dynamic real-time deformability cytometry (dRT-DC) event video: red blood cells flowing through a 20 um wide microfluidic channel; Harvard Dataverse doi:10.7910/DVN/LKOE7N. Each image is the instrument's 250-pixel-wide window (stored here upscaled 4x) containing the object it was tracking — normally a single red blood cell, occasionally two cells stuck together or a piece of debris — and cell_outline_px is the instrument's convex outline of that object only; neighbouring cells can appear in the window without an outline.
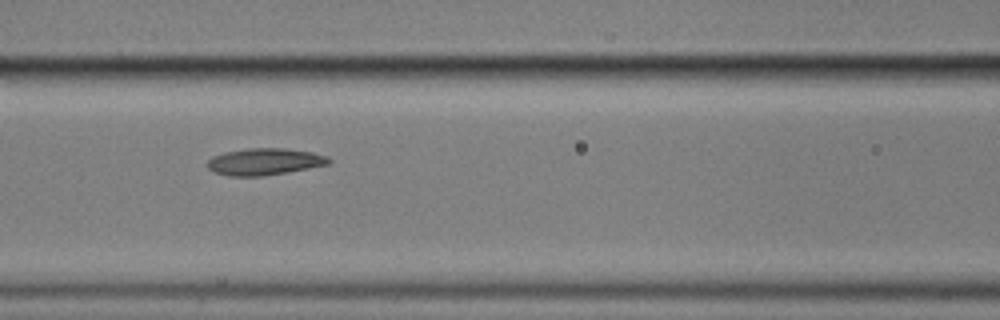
{"species": "common noctule bat (a hibernating species)", "species_latin": "Nyctalus noctula", "temperature_condition": "cold", "stored_images_in_passage": 7, "camera_frame_rate_fps": 3000, "um_per_image_px": 0.085, "animal": {"sex": "male", "body_mass_g": 17.9}, "frame": {"image": 1, "passage_image": 3, "time_ms": 3.333, "image_size_px": [1000, 320], "cell_outline_px": [[332, 160], [328, 164], [288, 172], [260, 176], [228, 176], [212, 172], [208, 168], [208, 160], [212, 156], [224, 152], [248, 148], [284, 148], [312, 152], [328, 156]], "centroid_in_image_um": [22.46, 13.74], "position_along_channel_um": 144.1, "area_um2": 19.02}}
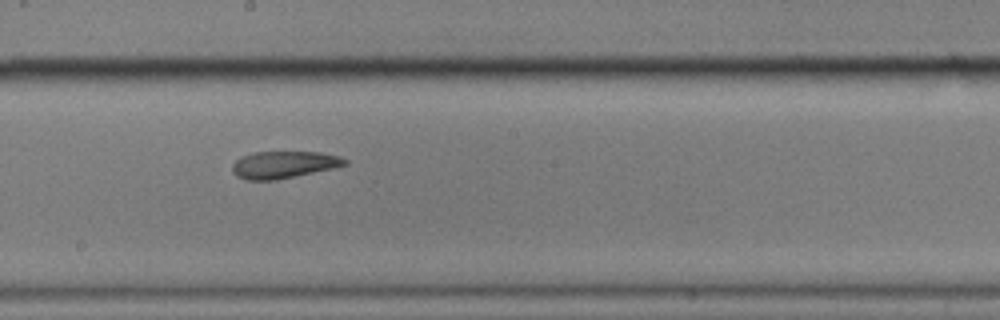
{"frame": {"image": 2, "passage_image": 5, "time_ms": 5.667, "image_size_px": [1000, 320], "cell_outline_px": [[348, 164], [332, 168], [276, 180], [244, 180], [236, 176], [232, 172], [232, 164], [240, 156], [252, 152], [320, 152], [340, 156], [348, 160]], "centroid_in_image_um": [24.08, 13.99], "position_along_channel_um": 224.1, "area_um2": 17.86}}
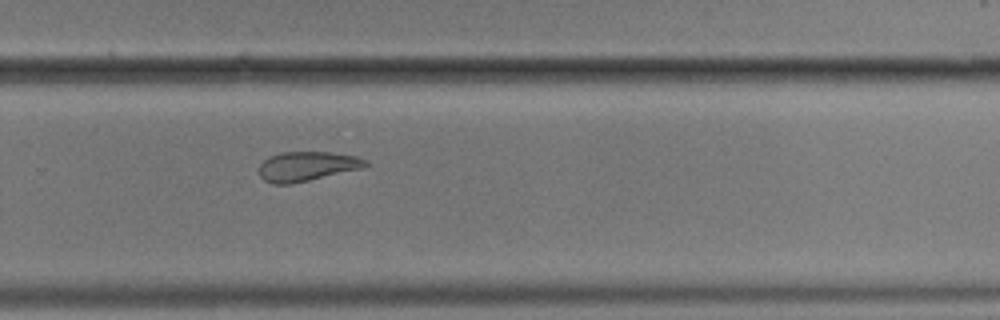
{"frame": {"image": 3, "passage_image": 7, "time_ms": 8.0, "image_size_px": [1000, 320], "cell_outline_px": [[368, 164], [364, 168], [292, 184], [272, 184], [264, 180], [260, 176], [260, 164], [268, 156], [280, 152], [332, 152], [356, 156], [368, 160]], "centroid_in_image_um": [26.11, 14.13], "position_along_channel_um": 303.7, "area_um2": 18.5}}